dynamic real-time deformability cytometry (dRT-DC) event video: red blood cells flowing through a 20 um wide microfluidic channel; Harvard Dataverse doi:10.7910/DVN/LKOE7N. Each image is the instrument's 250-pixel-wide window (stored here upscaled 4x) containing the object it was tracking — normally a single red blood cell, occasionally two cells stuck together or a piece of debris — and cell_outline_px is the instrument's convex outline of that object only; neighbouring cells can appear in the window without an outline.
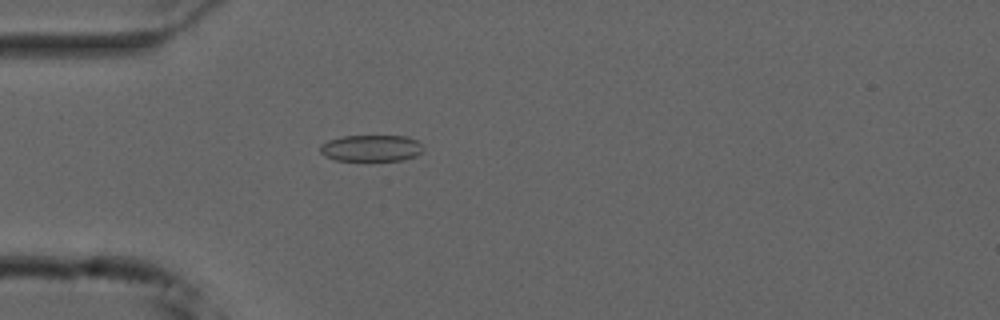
{"species": "common noctule bat (a hibernating species)", "species_latin": "Nyctalus noctula", "temperature_condition": "cold", "stored_images_in_passage": 55, "camera_frame_rate_fps": 3000, "um_per_image_px": 0.085, "animal": {"sex": "male", "forearm_length_mm": 52.5}, "frame": {"image": 1, "passage_image": 16, "time_ms": 5.0, "image_size_px": [1000, 320], "cell_outline_px": [[424, 148], [416, 156], [404, 160], [336, 160], [324, 156], [320, 152], [320, 144], [328, 140], [344, 136], [408, 136], [416, 140]], "centroid_in_image_um": [31.54, 12.59], "position_along_channel_um": 53.5, "area_um2": 15.9}}
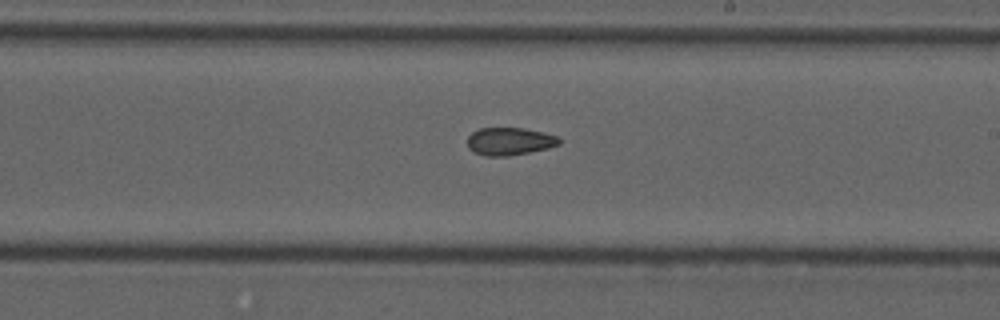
{"frame": {"image": 2, "passage_image": 32, "time_ms": 10.333, "image_size_px": [1000, 320], "cell_outline_px": [[560, 144], [548, 148], [508, 156], [484, 156], [468, 148], [468, 136], [472, 132], [480, 128], [524, 128], [556, 136], [560, 140]], "centroid_in_image_um": [43.29, 12.01], "position_along_channel_um": 245.7, "area_um2": 14.62}}
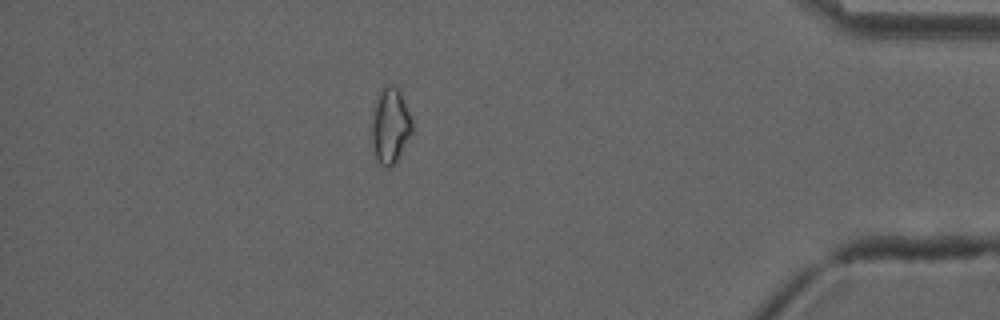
{"frame": {"image": 3, "passage_image": 48, "time_ms": 15.667, "image_size_px": [1000, 320], "cell_outline_px": [[412, 132], [396, 160], [388, 168], [384, 168], [376, 160], [372, 140], [372, 120], [376, 100], [380, 92], [388, 84], [392, 84], [400, 92], [408, 112], [412, 124]], "centroid_in_image_um": [33.15, 10.71], "position_along_channel_um": 402.0, "area_um2": 17.17}, "authors_computed_cell_mechanics": {"area_um2": 16.4152, "velocity_mm_per_s": 3.7467, "shape_relaxation_time_tau1_ms": null, "shape_relaxation_time_tau2_ms": 5.3857, "deformation_change_tau1": null, "deformation_change_tau2": 0.1035}}